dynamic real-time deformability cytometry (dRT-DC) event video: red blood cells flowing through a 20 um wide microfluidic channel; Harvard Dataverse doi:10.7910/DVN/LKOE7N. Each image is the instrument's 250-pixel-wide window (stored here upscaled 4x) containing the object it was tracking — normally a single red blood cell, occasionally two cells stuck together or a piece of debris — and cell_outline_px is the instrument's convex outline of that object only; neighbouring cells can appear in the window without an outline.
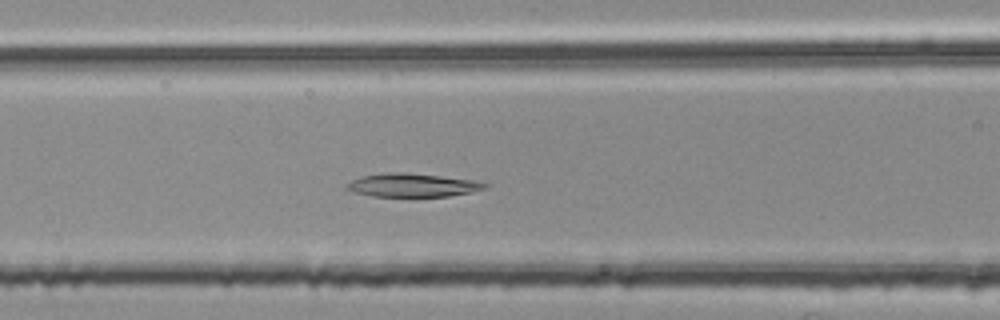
{"species": "common noctule bat (a hibernating species)", "species_latin": "Nyctalus noctula", "temperature_condition": "room temperature", "stored_images_in_passage": 38, "camera_frame_rate_fps": 3000, "um_per_image_px": 0.085, "animal": {"sex": "female", "body_mass_g": 25.1}, "frame": {"image": 1, "passage_image": 9, "time_ms": 2.667, "image_size_px": [1000, 320], "cell_outline_px": [[488, 188], [472, 192], [448, 196], [416, 200], [372, 196], [356, 192], [344, 188], [352, 180], [360, 176], [388, 172], [404, 172], [440, 176], [472, 180], [488, 184]], "centroid_in_image_um": [35.06, 15.79], "position_along_channel_um": 131.5, "area_um2": 19.77}}
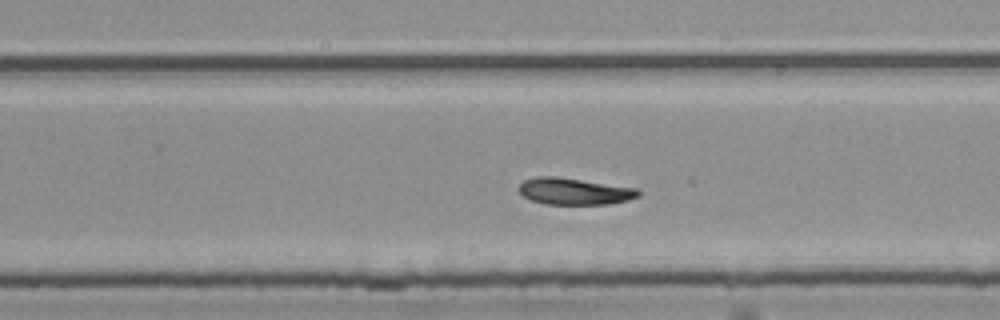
{"frame": {"image": 2, "passage_image": 21, "time_ms": 6.667, "image_size_px": [1000, 320], "cell_outline_px": [[640, 196], [628, 200], [608, 204], [544, 204], [532, 200], [524, 196], [516, 188], [524, 180], [536, 176], [556, 176], [636, 188], [640, 192]], "centroid_in_image_um": [48.79, 16.26], "position_along_channel_um": 281.0, "area_um2": 18.55}}
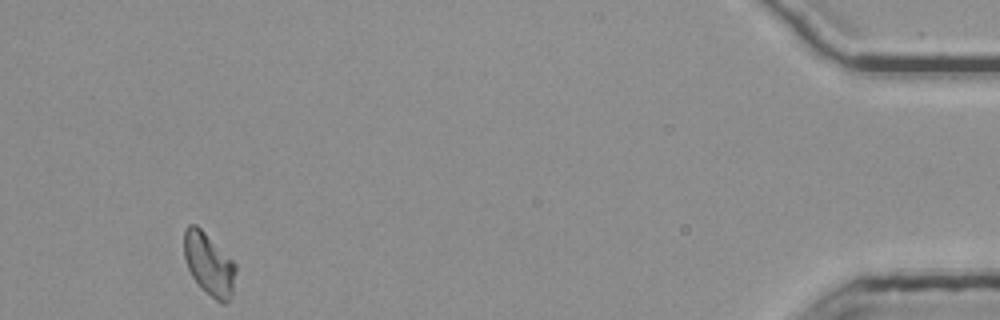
{"frame": {"image": 3, "passage_image": 38, "time_ms": 12.333, "image_size_px": [1000, 320], "cell_outline_px": [[236, 272], [232, 296], [224, 304], [220, 304], [200, 288], [192, 276], [188, 268], [184, 256], [184, 228], [188, 224], [196, 224], [236, 264]], "centroid_in_image_um": [17.76, 22.48], "position_along_channel_um": 417.4, "area_um2": 18.84}}